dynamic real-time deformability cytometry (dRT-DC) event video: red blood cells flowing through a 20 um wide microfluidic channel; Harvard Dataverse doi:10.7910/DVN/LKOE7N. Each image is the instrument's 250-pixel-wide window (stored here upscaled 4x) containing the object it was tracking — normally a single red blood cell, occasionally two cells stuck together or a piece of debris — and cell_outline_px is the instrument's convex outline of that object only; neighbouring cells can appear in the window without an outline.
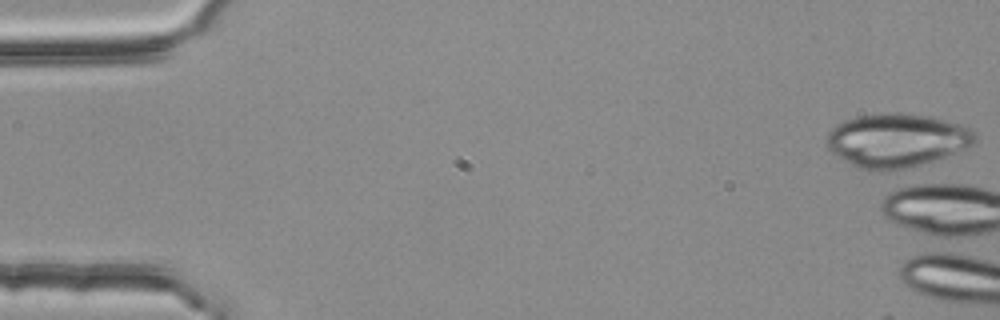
{"species": "common noctule bat (a hibernating species)", "species_latin": "Nyctalus noctula", "temperature_condition": "room temperature", "stored_images_in_passage": 1, "camera_frame_rate_fps": 3000, "um_per_image_px": 0.085, "animal": {"sex": "female", "body_mass_g": 25.1}, "frame": {"image": 1, "passage_image": 1, "time_ms": 0.0, "image_size_px": [1000, 320], "cell_outline_px": [[976, 144], [912, 168], [896, 172], [876, 172], [860, 168], [844, 160], [832, 152], [828, 148], [828, 132], [836, 124], [844, 120], [860, 116], [884, 112], [900, 112], [932, 116], [960, 124], [972, 128], [976, 132]], "centroid_in_image_um": [76.25, 11.94], "position_along_channel_um": 8.7, "area_um2": 46.99}}